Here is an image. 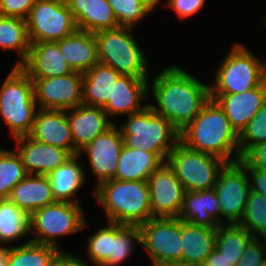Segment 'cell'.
I'll use <instances>...</instances> for the list:
<instances>
[{"mask_svg": "<svg viewBox=\"0 0 266 266\" xmlns=\"http://www.w3.org/2000/svg\"><path fill=\"white\" fill-rule=\"evenodd\" d=\"M157 106L152 110L166 118L179 132L200 113L210 98V85L178 66L166 67L152 80Z\"/></svg>", "mask_w": 266, "mask_h": 266, "instance_id": "obj_1", "label": "cell"}, {"mask_svg": "<svg viewBox=\"0 0 266 266\" xmlns=\"http://www.w3.org/2000/svg\"><path fill=\"white\" fill-rule=\"evenodd\" d=\"M180 142L186 147L223 159L239 161V135L232 128L224 110L210 99L200 113L180 131ZM234 153V157L231 156Z\"/></svg>", "mask_w": 266, "mask_h": 266, "instance_id": "obj_2", "label": "cell"}, {"mask_svg": "<svg viewBox=\"0 0 266 266\" xmlns=\"http://www.w3.org/2000/svg\"><path fill=\"white\" fill-rule=\"evenodd\" d=\"M94 197L109 222L140 226L152 218L149 186L146 181L111 179L95 186Z\"/></svg>", "mask_w": 266, "mask_h": 266, "instance_id": "obj_3", "label": "cell"}, {"mask_svg": "<svg viewBox=\"0 0 266 266\" xmlns=\"http://www.w3.org/2000/svg\"><path fill=\"white\" fill-rule=\"evenodd\" d=\"M120 126L125 147L158 153L165 161L180 142V132L148 104L141 111L127 116Z\"/></svg>", "mask_w": 266, "mask_h": 266, "instance_id": "obj_4", "label": "cell"}, {"mask_svg": "<svg viewBox=\"0 0 266 266\" xmlns=\"http://www.w3.org/2000/svg\"><path fill=\"white\" fill-rule=\"evenodd\" d=\"M36 107L32 79L20 66H13L0 87V114L13 138L31 132Z\"/></svg>", "mask_w": 266, "mask_h": 266, "instance_id": "obj_5", "label": "cell"}, {"mask_svg": "<svg viewBox=\"0 0 266 266\" xmlns=\"http://www.w3.org/2000/svg\"><path fill=\"white\" fill-rule=\"evenodd\" d=\"M233 45L215 72L210 95L243 93L266 80V64L242 44Z\"/></svg>", "mask_w": 266, "mask_h": 266, "instance_id": "obj_6", "label": "cell"}, {"mask_svg": "<svg viewBox=\"0 0 266 266\" xmlns=\"http://www.w3.org/2000/svg\"><path fill=\"white\" fill-rule=\"evenodd\" d=\"M131 30L117 27L95 33L98 61L121 75L148 79V62Z\"/></svg>", "mask_w": 266, "mask_h": 266, "instance_id": "obj_7", "label": "cell"}, {"mask_svg": "<svg viewBox=\"0 0 266 266\" xmlns=\"http://www.w3.org/2000/svg\"><path fill=\"white\" fill-rule=\"evenodd\" d=\"M82 210L79 203L67 201H56L35 210L29 216L30 232L35 235L30 241L62 250L57 243L59 237L76 233L87 226Z\"/></svg>", "mask_w": 266, "mask_h": 266, "instance_id": "obj_8", "label": "cell"}, {"mask_svg": "<svg viewBox=\"0 0 266 266\" xmlns=\"http://www.w3.org/2000/svg\"><path fill=\"white\" fill-rule=\"evenodd\" d=\"M186 191L214 188L220 171L227 164L221 158L192 150L179 142L166 160Z\"/></svg>", "mask_w": 266, "mask_h": 266, "instance_id": "obj_9", "label": "cell"}, {"mask_svg": "<svg viewBox=\"0 0 266 266\" xmlns=\"http://www.w3.org/2000/svg\"><path fill=\"white\" fill-rule=\"evenodd\" d=\"M26 23L31 44L58 42L78 29L66 0H36Z\"/></svg>", "mask_w": 266, "mask_h": 266, "instance_id": "obj_10", "label": "cell"}, {"mask_svg": "<svg viewBox=\"0 0 266 266\" xmlns=\"http://www.w3.org/2000/svg\"><path fill=\"white\" fill-rule=\"evenodd\" d=\"M138 228L140 244L151 257V266L183 260L180 218H151Z\"/></svg>", "mask_w": 266, "mask_h": 266, "instance_id": "obj_11", "label": "cell"}, {"mask_svg": "<svg viewBox=\"0 0 266 266\" xmlns=\"http://www.w3.org/2000/svg\"><path fill=\"white\" fill-rule=\"evenodd\" d=\"M214 189L219 200L220 225L224 218L226 224H238L251 192L246 167L240 161L227 163L220 171Z\"/></svg>", "mask_w": 266, "mask_h": 266, "instance_id": "obj_12", "label": "cell"}, {"mask_svg": "<svg viewBox=\"0 0 266 266\" xmlns=\"http://www.w3.org/2000/svg\"><path fill=\"white\" fill-rule=\"evenodd\" d=\"M39 109L68 110L83 104V73L73 71L50 78H31Z\"/></svg>", "mask_w": 266, "mask_h": 266, "instance_id": "obj_13", "label": "cell"}, {"mask_svg": "<svg viewBox=\"0 0 266 266\" xmlns=\"http://www.w3.org/2000/svg\"><path fill=\"white\" fill-rule=\"evenodd\" d=\"M147 183L152 218H178L186 190L167 162L151 174Z\"/></svg>", "mask_w": 266, "mask_h": 266, "instance_id": "obj_14", "label": "cell"}, {"mask_svg": "<svg viewBox=\"0 0 266 266\" xmlns=\"http://www.w3.org/2000/svg\"><path fill=\"white\" fill-rule=\"evenodd\" d=\"M123 146L121 130L113 124L80 151V156L87 153L92 173L98 178L97 186L115 177Z\"/></svg>", "mask_w": 266, "mask_h": 266, "instance_id": "obj_15", "label": "cell"}, {"mask_svg": "<svg viewBox=\"0 0 266 266\" xmlns=\"http://www.w3.org/2000/svg\"><path fill=\"white\" fill-rule=\"evenodd\" d=\"M14 140L17 143L16 152L27 174L49 175L72 157L67 150L38 142L28 135L14 138Z\"/></svg>", "mask_w": 266, "mask_h": 266, "instance_id": "obj_16", "label": "cell"}, {"mask_svg": "<svg viewBox=\"0 0 266 266\" xmlns=\"http://www.w3.org/2000/svg\"><path fill=\"white\" fill-rule=\"evenodd\" d=\"M224 110L232 128L239 135L266 102V80L243 93L210 95Z\"/></svg>", "mask_w": 266, "mask_h": 266, "instance_id": "obj_17", "label": "cell"}, {"mask_svg": "<svg viewBox=\"0 0 266 266\" xmlns=\"http://www.w3.org/2000/svg\"><path fill=\"white\" fill-rule=\"evenodd\" d=\"M28 136L38 142L63 148L72 156L79 155L73 144L66 110H37Z\"/></svg>", "mask_w": 266, "mask_h": 266, "instance_id": "obj_18", "label": "cell"}, {"mask_svg": "<svg viewBox=\"0 0 266 266\" xmlns=\"http://www.w3.org/2000/svg\"><path fill=\"white\" fill-rule=\"evenodd\" d=\"M66 114L73 144L78 153L114 124L102 107L81 104L76 108L66 110Z\"/></svg>", "mask_w": 266, "mask_h": 266, "instance_id": "obj_19", "label": "cell"}, {"mask_svg": "<svg viewBox=\"0 0 266 266\" xmlns=\"http://www.w3.org/2000/svg\"><path fill=\"white\" fill-rule=\"evenodd\" d=\"M20 67L30 78H50L73 72L57 41L31 44L28 57Z\"/></svg>", "mask_w": 266, "mask_h": 266, "instance_id": "obj_20", "label": "cell"}, {"mask_svg": "<svg viewBox=\"0 0 266 266\" xmlns=\"http://www.w3.org/2000/svg\"><path fill=\"white\" fill-rule=\"evenodd\" d=\"M149 81L129 75H121L113 85L112 97L102 107L108 117L131 115L141 111L148 104H141V100L148 97Z\"/></svg>", "mask_w": 266, "mask_h": 266, "instance_id": "obj_21", "label": "cell"}, {"mask_svg": "<svg viewBox=\"0 0 266 266\" xmlns=\"http://www.w3.org/2000/svg\"><path fill=\"white\" fill-rule=\"evenodd\" d=\"M79 30L97 33L119 27L107 0H66Z\"/></svg>", "mask_w": 266, "mask_h": 266, "instance_id": "obj_22", "label": "cell"}, {"mask_svg": "<svg viewBox=\"0 0 266 266\" xmlns=\"http://www.w3.org/2000/svg\"><path fill=\"white\" fill-rule=\"evenodd\" d=\"M178 218L193 225L218 227L220 208L215 189L186 191Z\"/></svg>", "mask_w": 266, "mask_h": 266, "instance_id": "obj_23", "label": "cell"}, {"mask_svg": "<svg viewBox=\"0 0 266 266\" xmlns=\"http://www.w3.org/2000/svg\"><path fill=\"white\" fill-rule=\"evenodd\" d=\"M58 43L63 57L73 71L87 72L99 62L95 33L77 29Z\"/></svg>", "mask_w": 266, "mask_h": 266, "instance_id": "obj_24", "label": "cell"}, {"mask_svg": "<svg viewBox=\"0 0 266 266\" xmlns=\"http://www.w3.org/2000/svg\"><path fill=\"white\" fill-rule=\"evenodd\" d=\"M9 199L29 216L56 202L47 175L28 174L11 192Z\"/></svg>", "mask_w": 266, "mask_h": 266, "instance_id": "obj_25", "label": "cell"}, {"mask_svg": "<svg viewBox=\"0 0 266 266\" xmlns=\"http://www.w3.org/2000/svg\"><path fill=\"white\" fill-rule=\"evenodd\" d=\"M166 161L158 154L123 146L113 179L146 181Z\"/></svg>", "mask_w": 266, "mask_h": 266, "instance_id": "obj_26", "label": "cell"}, {"mask_svg": "<svg viewBox=\"0 0 266 266\" xmlns=\"http://www.w3.org/2000/svg\"><path fill=\"white\" fill-rule=\"evenodd\" d=\"M121 74L111 66L97 63L90 70L83 73V104L103 107L112 97L113 85Z\"/></svg>", "mask_w": 266, "mask_h": 266, "instance_id": "obj_27", "label": "cell"}, {"mask_svg": "<svg viewBox=\"0 0 266 266\" xmlns=\"http://www.w3.org/2000/svg\"><path fill=\"white\" fill-rule=\"evenodd\" d=\"M217 227L193 225L181 220L183 261L201 265L215 248Z\"/></svg>", "mask_w": 266, "mask_h": 266, "instance_id": "obj_28", "label": "cell"}, {"mask_svg": "<svg viewBox=\"0 0 266 266\" xmlns=\"http://www.w3.org/2000/svg\"><path fill=\"white\" fill-rule=\"evenodd\" d=\"M79 158L80 155L72 156L47 175L56 201L78 203L74 196L86 180L84 167L78 162Z\"/></svg>", "mask_w": 266, "mask_h": 266, "instance_id": "obj_29", "label": "cell"}, {"mask_svg": "<svg viewBox=\"0 0 266 266\" xmlns=\"http://www.w3.org/2000/svg\"><path fill=\"white\" fill-rule=\"evenodd\" d=\"M30 46L26 20L0 15V48L15 50L19 54L20 61L14 66H21L25 62Z\"/></svg>", "mask_w": 266, "mask_h": 266, "instance_id": "obj_30", "label": "cell"}, {"mask_svg": "<svg viewBox=\"0 0 266 266\" xmlns=\"http://www.w3.org/2000/svg\"><path fill=\"white\" fill-rule=\"evenodd\" d=\"M30 233L29 215L10 199H0V246Z\"/></svg>", "mask_w": 266, "mask_h": 266, "instance_id": "obj_31", "label": "cell"}, {"mask_svg": "<svg viewBox=\"0 0 266 266\" xmlns=\"http://www.w3.org/2000/svg\"><path fill=\"white\" fill-rule=\"evenodd\" d=\"M253 236L238 224H221L217 227L215 248L237 266L247 243Z\"/></svg>", "mask_w": 266, "mask_h": 266, "instance_id": "obj_32", "label": "cell"}, {"mask_svg": "<svg viewBox=\"0 0 266 266\" xmlns=\"http://www.w3.org/2000/svg\"><path fill=\"white\" fill-rule=\"evenodd\" d=\"M59 249L28 240L19 246L9 247L8 266H47Z\"/></svg>", "mask_w": 266, "mask_h": 266, "instance_id": "obj_33", "label": "cell"}, {"mask_svg": "<svg viewBox=\"0 0 266 266\" xmlns=\"http://www.w3.org/2000/svg\"><path fill=\"white\" fill-rule=\"evenodd\" d=\"M27 175L15 150L0 149V199H9L12 189Z\"/></svg>", "mask_w": 266, "mask_h": 266, "instance_id": "obj_34", "label": "cell"}, {"mask_svg": "<svg viewBox=\"0 0 266 266\" xmlns=\"http://www.w3.org/2000/svg\"><path fill=\"white\" fill-rule=\"evenodd\" d=\"M134 240L140 244L138 226H127L113 222L112 253L101 266H117L129 258L135 244Z\"/></svg>", "mask_w": 266, "mask_h": 266, "instance_id": "obj_35", "label": "cell"}, {"mask_svg": "<svg viewBox=\"0 0 266 266\" xmlns=\"http://www.w3.org/2000/svg\"><path fill=\"white\" fill-rule=\"evenodd\" d=\"M253 237L266 233V197L250 192L244 214L238 223Z\"/></svg>", "mask_w": 266, "mask_h": 266, "instance_id": "obj_36", "label": "cell"}, {"mask_svg": "<svg viewBox=\"0 0 266 266\" xmlns=\"http://www.w3.org/2000/svg\"><path fill=\"white\" fill-rule=\"evenodd\" d=\"M113 9L119 27L133 28L152 9L141 0H107Z\"/></svg>", "mask_w": 266, "mask_h": 266, "instance_id": "obj_37", "label": "cell"}, {"mask_svg": "<svg viewBox=\"0 0 266 266\" xmlns=\"http://www.w3.org/2000/svg\"><path fill=\"white\" fill-rule=\"evenodd\" d=\"M263 142H266V102L239 134L240 157Z\"/></svg>", "mask_w": 266, "mask_h": 266, "instance_id": "obj_38", "label": "cell"}, {"mask_svg": "<svg viewBox=\"0 0 266 266\" xmlns=\"http://www.w3.org/2000/svg\"><path fill=\"white\" fill-rule=\"evenodd\" d=\"M87 256L90 262L101 266L112 253L113 247V222L108 221V226L98 229L88 238Z\"/></svg>", "mask_w": 266, "mask_h": 266, "instance_id": "obj_39", "label": "cell"}, {"mask_svg": "<svg viewBox=\"0 0 266 266\" xmlns=\"http://www.w3.org/2000/svg\"><path fill=\"white\" fill-rule=\"evenodd\" d=\"M266 260V254L260 239L253 237L245 246L243 256L237 266H261Z\"/></svg>", "mask_w": 266, "mask_h": 266, "instance_id": "obj_40", "label": "cell"}, {"mask_svg": "<svg viewBox=\"0 0 266 266\" xmlns=\"http://www.w3.org/2000/svg\"><path fill=\"white\" fill-rule=\"evenodd\" d=\"M36 0H0V15L26 20Z\"/></svg>", "mask_w": 266, "mask_h": 266, "instance_id": "obj_41", "label": "cell"}, {"mask_svg": "<svg viewBox=\"0 0 266 266\" xmlns=\"http://www.w3.org/2000/svg\"><path fill=\"white\" fill-rule=\"evenodd\" d=\"M239 161L246 168L266 171V142L251 147Z\"/></svg>", "mask_w": 266, "mask_h": 266, "instance_id": "obj_42", "label": "cell"}, {"mask_svg": "<svg viewBox=\"0 0 266 266\" xmlns=\"http://www.w3.org/2000/svg\"><path fill=\"white\" fill-rule=\"evenodd\" d=\"M205 0H167L166 4L180 18H189L198 13L204 6Z\"/></svg>", "mask_w": 266, "mask_h": 266, "instance_id": "obj_43", "label": "cell"}, {"mask_svg": "<svg viewBox=\"0 0 266 266\" xmlns=\"http://www.w3.org/2000/svg\"><path fill=\"white\" fill-rule=\"evenodd\" d=\"M250 181V190L266 197V171L246 168Z\"/></svg>", "mask_w": 266, "mask_h": 266, "instance_id": "obj_44", "label": "cell"}, {"mask_svg": "<svg viewBox=\"0 0 266 266\" xmlns=\"http://www.w3.org/2000/svg\"><path fill=\"white\" fill-rule=\"evenodd\" d=\"M47 266H90L75 255L59 250L48 262Z\"/></svg>", "mask_w": 266, "mask_h": 266, "instance_id": "obj_45", "label": "cell"}, {"mask_svg": "<svg viewBox=\"0 0 266 266\" xmlns=\"http://www.w3.org/2000/svg\"><path fill=\"white\" fill-rule=\"evenodd\" d=\"M201 266H234L232 261L222 255L216 248L207 256Z\"/></svg>", "mask_w": 266, "mask_h": 266, "instance_id": "obj_46", "label": "cell"}, {"mask_svg": "<svg viewBox=\"0 0 266 266\" xmlns=\"http://www.w3.org/2000/svg\"><path fill=\"white\" fill-rule=\"evenodd\" d=\"M9 248L0 246V266H8Z\"/></svg>", "mask_w": 266, "mask_h": 266, "instance_id": "obj_47", "label": "cell"}, {"mask_svg": "<svg viewBox=\"0 0 266 266\" xmlns=\"http://www.w3.org/2000/svg\"><path fill=\"white\" fill-rule=\"evenodd\" d=\"M160 266H201V265L189 263V262H186L183 260H177V261L167 262V263L162 264Z\"/></svg>", "mask_w": 266, "mask_h": 266, "instance_id": "obj_48", "label": "cell"}, {"mask_svg": "<svg viewBox=\"0 0 266 266\" xmlns=\"http://www.w3.org/2000/svg\"><path fill=\"white\" fill-rule=\"evenodd\" d=\"M141 2L145 3L148 7H150L153 10L156 8L157 5H160L161 0H141Z\"/></svg>", "mask_w": 266, "mask_h": 266, "instance_id": "obj_49", "label": "cell"}, {"mask_svg": "<svg viewBox=\"0 0 266 266\" xmlns=\"http://www.w3.org/2000/svg\"><path fill=\"white\" fill-rule=\"evenodd\" d=\"M261 237H264L263 239L265 240L264 242H262V244H263L264 251H265V254H266V233H263V234L261 235Z\"/></svg>", "mask_w": 266, "mask_h": 266, "instance_id": "obj_50", "label": "cell"}, {"mask_svg": "<svg viewBox=\"0 0 266 266\" xmlns=\"http://www.w3.org/2000/svg\"><path fill=\"white\" fill-rule=\"evenodd\" d=\"M261 266H266V260L264 261V263Z\"/></svg>", "mask_w": 266, "mask_h": 266, "instance_id": "obj_51", "label": "cell"}]
</instances>
